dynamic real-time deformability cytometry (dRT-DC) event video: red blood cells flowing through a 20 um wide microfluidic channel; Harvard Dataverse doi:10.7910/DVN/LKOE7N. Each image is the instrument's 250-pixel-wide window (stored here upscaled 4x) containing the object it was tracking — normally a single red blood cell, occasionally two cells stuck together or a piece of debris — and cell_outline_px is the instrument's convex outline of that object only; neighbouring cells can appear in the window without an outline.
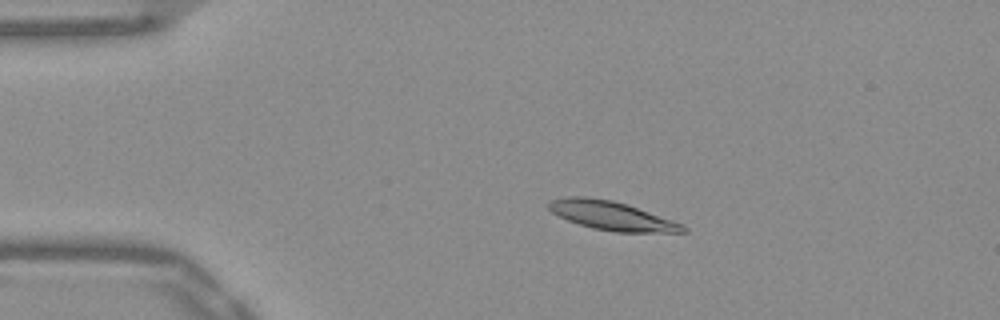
{"species": "Egyptian fruit bat (a non-hibernating species)", "species_latin": "Rousettus aegyptiacus", "temperature_condition": "warm", "stored_images_in_passage": 44, "camera_frame_rate_fps": 3000, "um_per_image_px": 0.085, "frame": {"image": 1, "passage_image": 2, "time_ms": 0.333, "image_size_px": [1000, 320], "cell_outline_px": [[688, 232], [616, 232], [592, 228], [568, 220], [552, 212], [544, 204], [548, 200], [564, 196], [588, 196], [612, 200], [628, 204], [684, 224], [688, 228]], "centroid_in_image_um": [51.97, 18.31], "position_along_channel_um": 33.0, "area_um2": 22.89}}
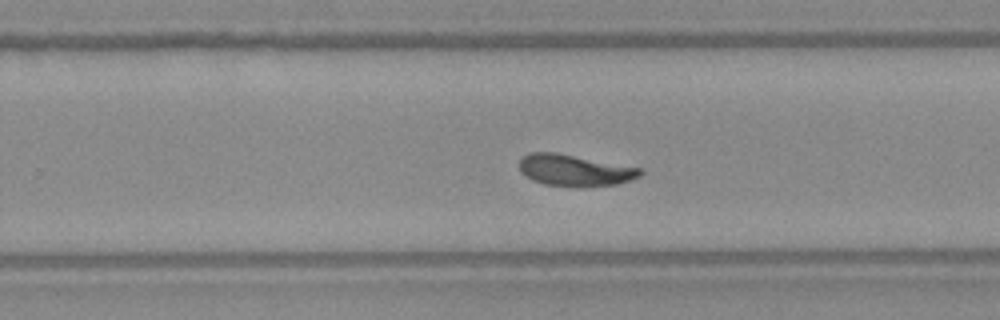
{"frame": {"image": 2, "passage_image": 25, "time_ms": 8.0, "image_size_px": [1000, 320], "cell_outline_px": [[644, 172], [640, 176], [632, 180], [616, 184], [576, 188], [544, 184], [532, 180], [520, 172], [520, 156], [528, 152], [556, 152], [640, 168]], "centroid_in_image_um": [48.82, 14.48], "position_along_channel_um": 281.0, "area_um2": 22.48}}
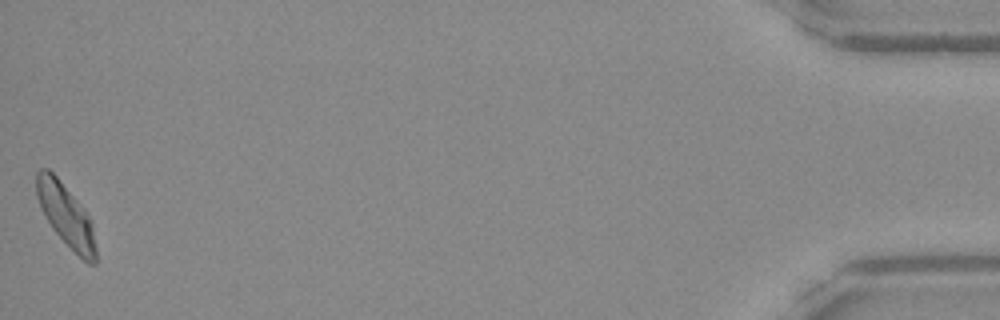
{"frame": {"image": 3, "passage_image": 44, "time_ms": 14.333, "image_size_px": [1000, 320], "cell_outline_px": [[96, 264], [88, 264], [52, 228], [40, 208], [36, 196], [36, 172], [40, 168], [48, 168], [56, 176], [84, 208], [92, 224], [96, 248]], "centroid_in_image_um": [5.59, 18.26], "position_along_channel_um": 429.6, "area_um2": 21.27}, "authors_computed_cell_mechanics": {"area_um2": 22.1952, "velocity_mm_per_s": 3.8544, "shape_relaxation_time_tau1_ms": 6.0947, "shape_relaxation_time_tau2_ms": 2.7467, "deformation_change_tau1": 0.2013, "deformation_change_tau2": 0.0705}}